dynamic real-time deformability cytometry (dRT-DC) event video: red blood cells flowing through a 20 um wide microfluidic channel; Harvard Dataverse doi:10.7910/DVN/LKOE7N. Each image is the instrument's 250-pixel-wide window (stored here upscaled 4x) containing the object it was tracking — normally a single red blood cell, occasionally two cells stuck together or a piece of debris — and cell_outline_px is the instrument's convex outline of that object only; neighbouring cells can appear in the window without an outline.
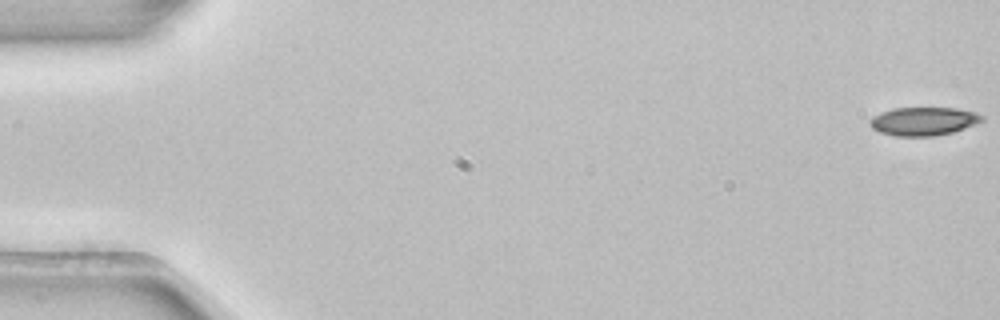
{"species": "common noctule bat (a hibernating species)", "species_latin": "Nyctalus noctula", "temperature_condition": "room temperature", "stored_images_in_passage": 9, "camera_frame_rate_fps": 3000, "um_per_image_px": 0.085, "animal": {"sex": "female", "body_mass_g": 22.7, "forearm_length_mm": 54.2}, "frame": {"image": 1, "passage_image": 1, "time_ms": 0.0, "image_size_px": [1000, 320], "cell_outline_px": [[984, 120], [976, 124], [952, 132], [932, 136], [896, 136], [880, 132], [872, 128], [868, 124], [868, 120], [872, 116], [880, 112], [892, 108], [956, 108], [976, 112], [984, 116]], "centroid_in_image_um": [78.47, 10.3], "position_along_channel_um": 6.5, "area_um2": 18.67}}